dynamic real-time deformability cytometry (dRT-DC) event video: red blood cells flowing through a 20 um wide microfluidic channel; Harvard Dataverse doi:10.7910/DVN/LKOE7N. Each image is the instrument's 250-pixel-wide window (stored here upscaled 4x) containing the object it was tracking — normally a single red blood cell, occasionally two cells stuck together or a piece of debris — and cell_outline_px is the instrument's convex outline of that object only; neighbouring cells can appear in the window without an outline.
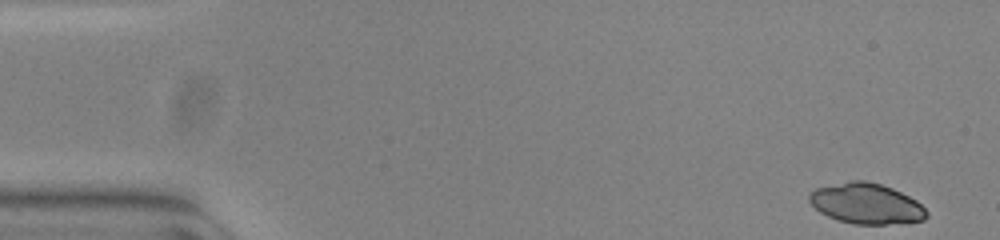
{"species": "common noctule bat (a hibernating species)", "species_latin": "Nyctalus noctula", "temperature_condition": "warm", "stored_images_in_passage": 52, "camera_frame_rate_fps": 3000, "um_per_image_px": 0.085, "animal": {"sex": "female", "body_mass_g": 23.0, "forearm_length_mm": 53.4}, "frame": {"image": 1, "passage_image": 1, "time_ms": 0.0, "image_size_px": [1000, 240], "cell_outline_px": [[928, 216], [924, 220], [884, 224], [856, 224], [840, 220], [828, 216], [820, 212], [808, 200], [808, 196], [816, 188], [852, 180], [864, 180], [880, 184], [892, 188], [916, 200], [928, 212]], "centroid_in_image_um": [73.64, 17.3], "position_along_channel_um": 11.4, "area_um2": 27.34}}